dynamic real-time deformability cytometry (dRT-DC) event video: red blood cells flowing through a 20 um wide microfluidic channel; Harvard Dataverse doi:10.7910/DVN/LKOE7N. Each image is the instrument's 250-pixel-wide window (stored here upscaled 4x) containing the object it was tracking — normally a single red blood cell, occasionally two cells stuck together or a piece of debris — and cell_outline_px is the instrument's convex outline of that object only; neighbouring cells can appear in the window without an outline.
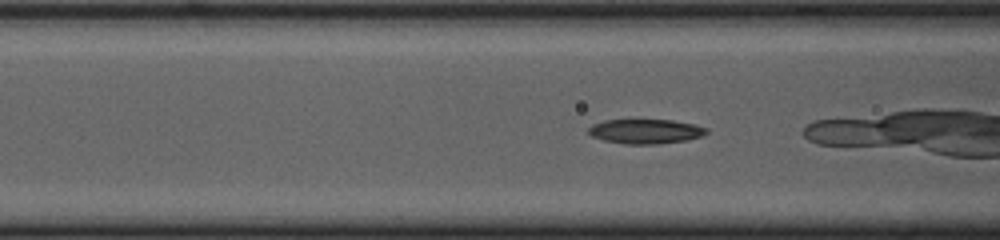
{"species": "common noctule bat (a hibernating species)", "species_latin": "Nyctalus noctula", "temperature_condition": "cold", "stored_images_in_passage": 38, "camera_frame_rate_fps": 3000, "um_per_image_px": 0.085, "animal": {"sex": "female", "body_mass_g": 23.0, "forearm_length_mm": 53.4}, "frame": {"image": 1, "passage_image": 15, "time_ms": 4.667, "image_size_px": [1000, 240], "cell_outline_px": [[708, 132], [700, 136], [688, 140], [652, 144], [624, 144], [604, 140], [592, 136], [588, 132], [588, 128], [592, 124], [604, 120], [672, 120], [696, 124], [708, 128]], "centroid_in_image_um": [54.88, 11.16], "position_along_channel_um": 111.7, "area_um2": 16.88}}
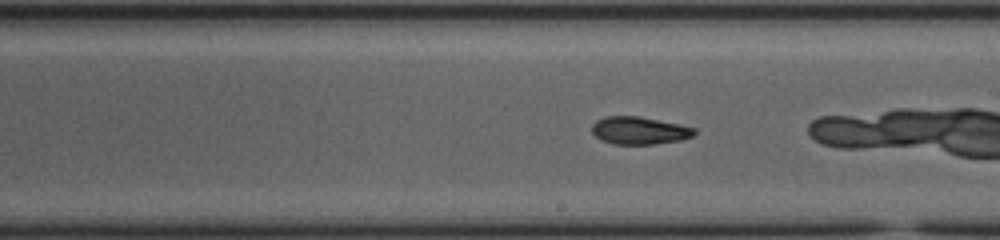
{"frame": {"image": 2, "passage_image": 25, "time_ms": 8.0, "image_size_px": [1000, 240], "cell_outline_px": [[696, 132], [692, 136], [680, 140], [652, 144], [616, 144], [604, 140], [596, 136], [592, 132], [592, 124], [596, 120], [604, 116], [640, 116], [680, 124], [696, 128]], "centroid_in_image_um": [54.35, 11.08], "position_along_channel_um": 234.6, "area_um2": 16.42}}
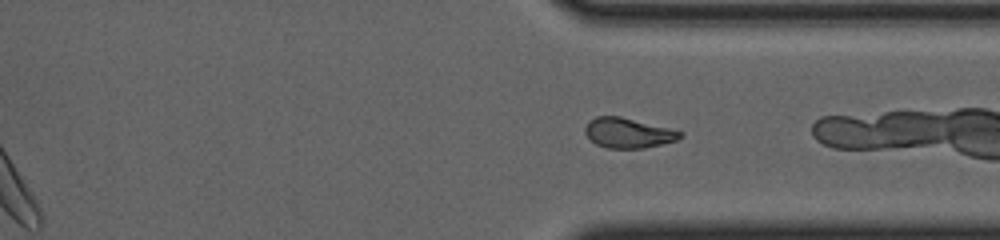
{"frame": {"image": 3, "passage_image": 35, "time_ms": 11.333, "image_size_px": [1000, 240], "cell_outline_px": [[684, 136], [676, 140], [644, 148], [608, 148], [596, 144], [584, 132], [584, 128], [588, 120], [596, 116], [620, 116], [684, 132]], "centroid_in_image_um": [53.37, 11.29], "position_along_channel_um": 358.0, "area_um2": 16.53}, "authors_computed_cell_mechanics": {"area_um2": 17.2822, "velocity_mm_per_s": 3.6872, "shape_relaxation_time_tau1_ms": 3.5906, "shape_relaxation_time_tau2_ms": 3.0486, "deformation_change_tau1": 0.1332, "deformation_change_tau2": 0.0734}}